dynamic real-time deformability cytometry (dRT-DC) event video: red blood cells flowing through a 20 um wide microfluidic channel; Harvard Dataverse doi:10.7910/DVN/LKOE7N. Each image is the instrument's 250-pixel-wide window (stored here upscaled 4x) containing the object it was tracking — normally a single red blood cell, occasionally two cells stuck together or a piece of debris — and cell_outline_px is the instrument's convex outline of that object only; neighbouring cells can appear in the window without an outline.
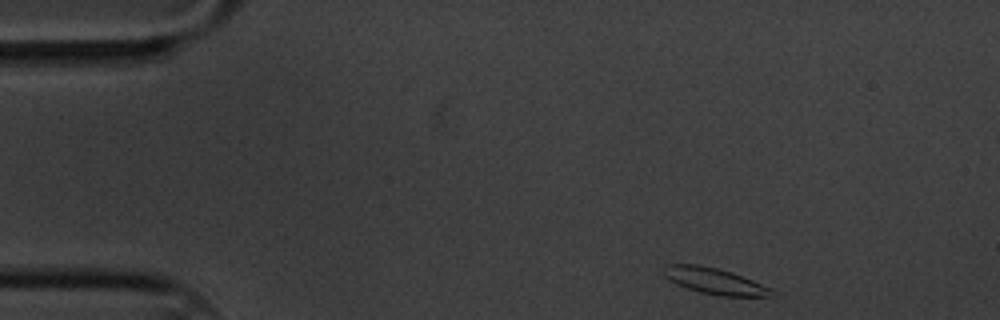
{"species": "common noctule bat (a hibernating species)", "species_latin": "Nyctalus noctula", "temperature_condition": "cold", "stored_images_in_passage": 53, "camera_frame_rate_fps": 3000, "um_per_image_px": 0.085, "animal": {"sex": "male", "body_mass_g": 20.1, "forearm_length_mm": 53.5}, "frame": {"image": 1, "passage_image": 1, "time_ms": 0.0, "image_size_px": [1000, 320], "cell_outline_px": [[772, 296], [720, 296], [700, 292], [676, 284], [664, 276], [664, 268], [668, 264], [700, 264], [732, 272], [772, 288]], "centroid_in_image_um": [60.73, 23.88], "position_along_channel_um": 24.3, "area_um2": 16.3}}
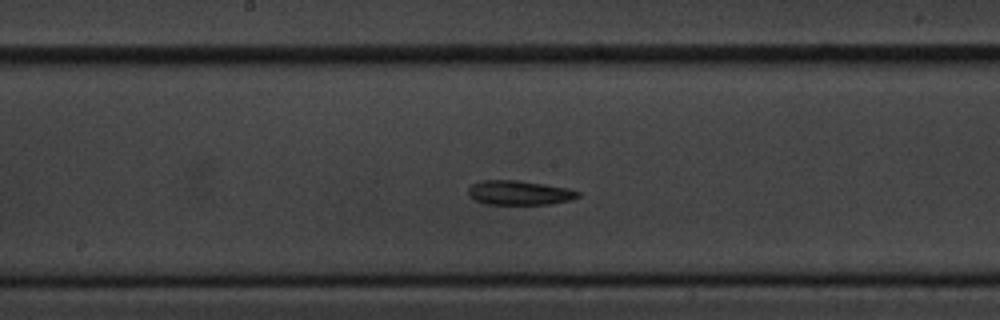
{"frame": {"image": 2, "passage_image": 24, "time_ms": 7.667, "image_size_px": [1000, 320], "cell_outline_px": [[580, 196], [572, 200], [548, 204], [484, 204], [468, 196], [468, 188], [472, 184], [480, 180], [516, 180], [544, 184], [568, 188], [580, 192]], "centroid_in_image_um": [44.13, 16.38], "position_along_channel_um": 204.1, "area_um2": 15.66}}
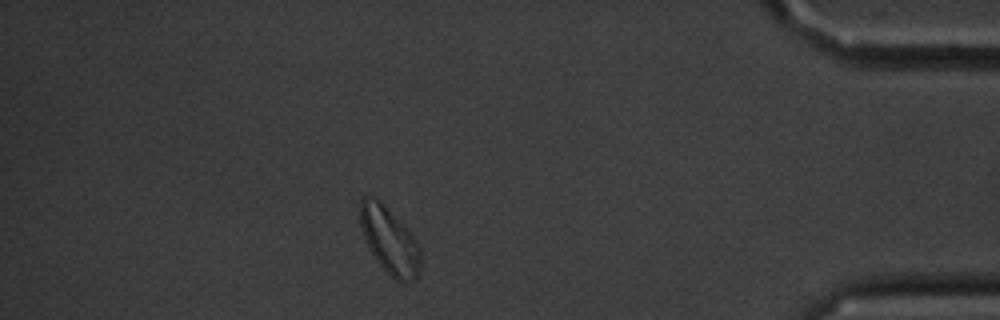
{"frame": {"image": 3, "passage_image": 46, "time_ms": 15.0, "image_size_px": [1000, 320], "cell_outline_px": [[420, 272], [416, 280], [400, 284], [376, 260], [364, 236], [360, 224], [360, 200], [364, 196], [372, 196], [380, 200], [416, 240], [420, 248]], "centroid_in_image_um": [33.12, 20.47], "position_along_channel_um": 402.1, "area_um2": 23.12}, "authors_computed_cell_mechanics": {"area_um2": 16.473, "velocity_mm_per_s": 3.2697, "shape_relaxation_time_tau1_ms": 3.9649, "shape_relaxation_time_tau2_ms": null, "deformation_change_tau1": 0.1188, "deformation_change_tau2": null}}